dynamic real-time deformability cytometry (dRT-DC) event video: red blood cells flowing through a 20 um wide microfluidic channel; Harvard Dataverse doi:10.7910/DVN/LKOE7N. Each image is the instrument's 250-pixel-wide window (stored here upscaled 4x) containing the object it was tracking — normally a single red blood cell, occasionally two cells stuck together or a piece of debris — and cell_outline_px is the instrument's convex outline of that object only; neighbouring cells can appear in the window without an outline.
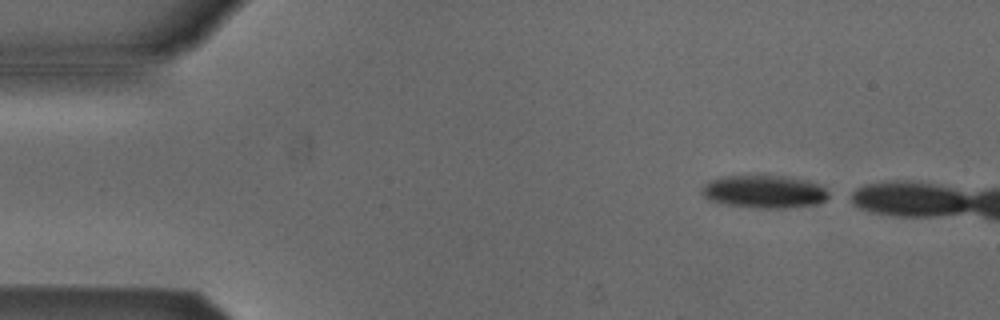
{"species": "Egyptian fruit bat (a non-hibernating species)", "species_latin": "Rousettus aegyptiacus", "temperature_condition": "cold", "stored_images_in_passage": 3, "camera_frame_rate_fps": 3000, "um_per_image_px": 0.085, "animal": {"sex": "male"}, "frame": {"image": 1, "passage_image": 1, "time_ms": 0.0, "image_size_px": [1000, 320], "cell_outline_px": [[828, 196], [824, 200], [816, 204], [784, 208], [760, 208], [724, 204], [708, 200], [700, 192], [704, 184], [708, 180], [720, 176], [784, 176], [804, 180], [820, 184], [828, 192]], "centroid_in_image_um": [64.9, 16.29], "position_along_channel_um": 20.1, "area_um2": 24.22}}